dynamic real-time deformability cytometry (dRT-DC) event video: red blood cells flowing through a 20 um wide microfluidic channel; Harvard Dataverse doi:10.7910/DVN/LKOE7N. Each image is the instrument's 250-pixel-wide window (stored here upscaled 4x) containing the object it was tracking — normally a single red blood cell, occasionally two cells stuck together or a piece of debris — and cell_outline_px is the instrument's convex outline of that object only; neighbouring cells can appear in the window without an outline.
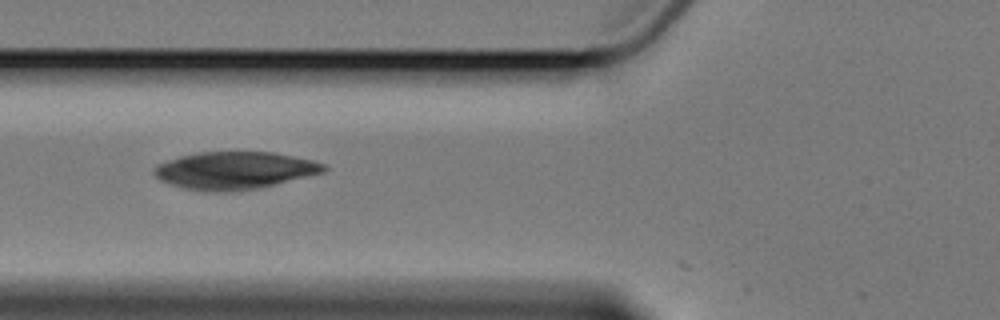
{"species": "Egyptian fruit bat (a non-hibernating species)", "species_latin": "Rousettus aegyptiacus", "temperature_condition": "cold", "stored_images_in_passage": 11, "camera_frame_rate_fps": 3000, "um_per_image_px": 0.085, "animal": {"sex": "female"}, "frame": {"image": 1, "passage_image": 2, "time_ms": 1.0, "image_size_px": [1000, 320], "cell_outline_px": [[328, 168], [324, 172], [260, 188], [240, 192], [204, 192], [184, 188], [160, 180], [152, 172], [156, 164], [180, 156], [200, 152], [272, 152], [312, 160], [324, 164]], "centroid_in_image_um": [19.92, 14.5], "position_along_channel_um": 105.9, "area_um2": 37.22}}
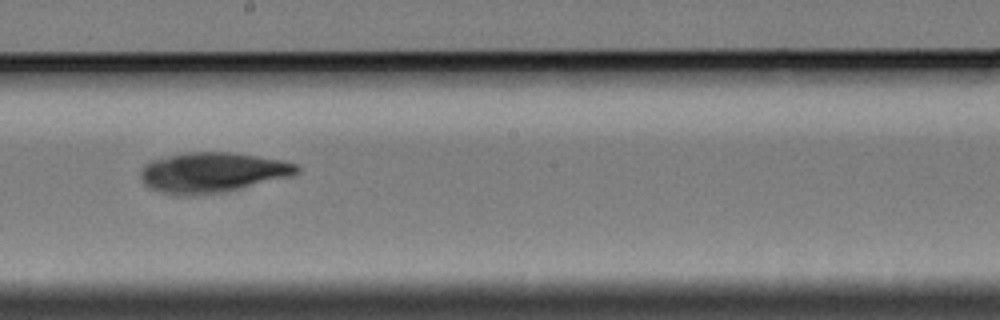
{"frame": {"image": 2, "passage_image": 5, "time_ms": 4.667, "image_size_px": [1000, 320], "cell_outline_px": [[300, 172], [292, 176], [224, 192], [192, 196], [176, 196], [160, 192], [148, 188], [140, 180], [140, 168], [144, 164], [152, 160], [184, 152], [228, 152], [284, 160], [296, 164], [300, 168]], "centroid_in_image_um": [18.01, 14.67], "position_along_channel_um": 230.2, "area_um2": 36.99}}
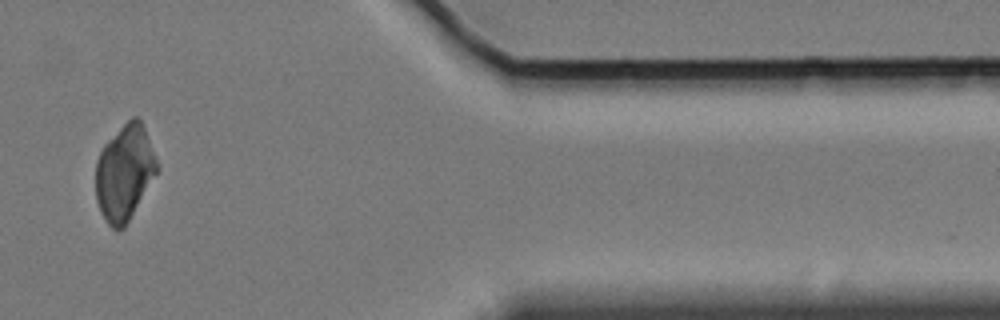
{"frame": {"image": 3, "passage_image": 10, "time_ms": 10.667, "image_size_px": [1000, 320], "cell_outline_px": [[160, 168], [124, 228], [120, 232], [116, 232], [104, 220], [100, 212], [96, 200], [96, 160], [104, 144], [132, 116], [136, 116], [140, 120], [144, 128]], "centroid_in_image_um": [10.57, 14.72], "position_along_channel_um": 400.8, "area_um2": 34.1}}